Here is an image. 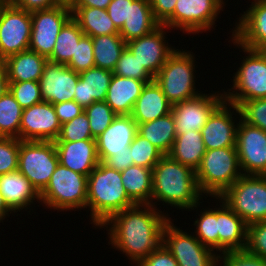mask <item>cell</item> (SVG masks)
<instances>
[{
	"label": "cell",
	"mask_w": 266,
	"mask_h": 266,
	"mask_svg": "<svg viewBox=\"0 0 266 266\" xmlns=\"http://www.w3.org/2000/svg\"><path fill=\"white\" fill-rule=\"evenodd\" d=\"M112 0H74L70 7H94L107 9Z\"/></svg>",
	"instance_id": "11a10c76"
},
{
	"label": "cell",
	"mask_w": 266,
	"mask_h": 266,
	"mask_svg": "<svg viewBox=\"0 0 266 266\" xmlns=\"http://www.w3.org/2000/svg\"><path fill=\"white\" fill-rule=\"evenodd\" d=\"M149 82L152 81L136 80L113 74L105 102L117 115H131L143 87Z\"/></svg>",
	"instance_id": "484cf974"
},
{
	"label": "cell",
	"mask_w": 266,
	"mask_h": 266,
	"mask_svg": "<svg viewBox=\"0 0 266 266\" xmlns=\"http://www.w3.org/2000/svg\"><path fill=\"white\" fill-rule=\"evenodd\" d=\"M72 18L86 36L119 34L106 9L94 7H70Z\"/></svg>",
	"instance_id": "4dcf8cb0"
},
{
	"label": "cell",
	"mask_w": 266,
	"mask_h": 266,
	"mask_svg": "<svg viewBox=\"0 0 266 266\" xmlns=\"http://www.w3.org/2000/svg\"><path fill=\"white\" fill-rule=\"evenodd\" d=\"M137 134V123L131 115H117L110 126L96 138L97 155L104 162L115 153L126 152Z\"/></svg>",
	"instance_id": "44dd1931"
},
{
	"label": "cell",
	"mask_w": 266,
	"mask_h": 266,
	"mask_svg": "<svg viewBox=\"0 0 266 266\" xmlns=\"http://www.w3.org/2000/svg\"><path fill=\"white\" fill-rule=\"evenodd\" d=\"M48 59L31 50L9 56L3 62L8 82H39Z\"/></svg>",
	"instance_id": "83f0119b"
},
{
	"label": "cell",
	"mask_w": 266,
	"mask_h": 266,
	"mask_svg": "<svg viewBox=\"0 0 266 266\" xmlns=\"http://www.w3.org/2000/svg\"><path fill=\"white\" fill-rule=\"evenodd\" d=\"M61 132V123L52 103L42 101L23 109L19 140L56 141Z\"/></svg>",
	"instance_id": "2e32d148"
},
{
	"label": "cell",
	"mask_w": 266,
	"mask_h": 266,
	"mask_svg": "<svg viewBox=\"0 0 266 266\" xmlns=\"http://www.w3.org/2000/svg\"><path fill=\"white\" fill-rule=\"evenodd\" d=\"M234 114L237 116L239 115V117L241 116L239 107L226 101L211 114L208 121L201 129L206 150L236 147L237 127L239 122L237 123L235 121V116L232 117Z\"/></svg>",
	"instance_id": "e0dca14e"
},
{
	"label": "cell",
	"mask_w": 266,
	"mask_h": 266,
	"mask_svg": "<svg viewBox=\"0 0 266 266\" xmlns=\"http://www.w3.org/2000/svg\"><path fill=\"white\" fill-rule=\"evenodd\" d=\"M113 74L142 81H153L155 78L127 48L117 61Z\"/></svg>",
	"instance_id": "ab89813d"
},
{
	"label": "cell",
	"mask_w": 266,
	"mask_h": 266,
	"mask_svg": "<svg viewBox=\"0 0 266 266\" xmlns=\"http://www.w3.org/2000/svg\"><path fill=\"white\" fill-rule=\"evenodd\" d=\"M120 173L128 197L135 204L151 205L152 169L131 165Z\"/></svg>",
	"instance_id": "d6a6232c"
},
{
	"label": "cell",
	"mask_w": 266,
	"mask_h": 266,
	"mask_svg": "<svg viewBox=\"0 0 266 266\" xmlns=\"http://www.w3.org/2000/svg\"><path fill=\"white\" fill-rule=\"evenodd\" d=\"M19 139L0 137V176L18 170Z\"/></svg>",
	"instance_id": "f6af8a7d"
},
{
	"label": "cell",
	"mask_w": 266,
	"mask_h": 266,
	"mask_svg": "<svg viewBox=\"0 0 266 266\" xmlns=\"http://www.w3.org/2000/svg\"><path fill=\"white\" fill-rule=\"evenodd\" d=\"M218 265L219 266L222 265L223 266H266V259L250 254L246 250L228 251L218 254L217 266Z\"/></svg>",
	"instance_id": "7dc6e473"
},
{
	"label": "cell",
	"mask_w": 266,
	"mask_h": 266,
	"mask_svg": "<svg viewBox=\"0 0 266 266\" xmlns=\"http://www.w3.org/2000/svg\"><path fill=\"white\" fill-rule=\"evenodd\" d=\"M206 149L201 131L190 130L177 134L173 147L168 154L173 160L196 171L202 161Z\"/></svg>",
	"instance_id": "f546056e"
},
{
	"label": "cell",
	"mask_w": 266,
	"mask_h": 266,
	"mask_svg": "<svg viewBox=\"0 0 266 266\" xmlns=\"http://www.w3.org/2000/svg\"><path fill=\"white\" fill-rule=\"evenodd\" d=\"M8 89H9V83H8L6 69L3 62L0 61V97L3 96Z\"/></svg>",
	"instance_id": "9f6ffc18"
},
{
	"label": "cell",
	"mask_w": 266,
	"mask_h": 266,
	"mask_svg": "<svg viewBox=\"0 0 266 266\" xmlns=\"http://www.w3.org/2000/svg\"><path fill=\"white\" fill-rule=\"evenodd\" d=\"M224 1L177 0L174 13L162 25L194 35L209 31L216 24L220 11H223Z\"/></svg>",
	"instance_id": "30bf717a"
},
{
	"label": "cell",
	"mask_w": 266,
	"mask_h": 266,
	"mask_svg": "<svg viewBox=\"0 0 266 266\" xmlns=\"http://www.w3.org/2000/svg\"><path fill=\"white\" fill-rule=\"evenodd\" d=\"M238 120L236 148L243 175H266V132L241 116Z\"/></svg>",
	"instance_id": "5bb4252c"
},
{
	"label": "cell",
	"mask_w": 266,
	"mask_h": 266,
	"mask_svg": "<svg viewBox=\"0 0 266 266\" xmlns=\"http://www.w3.org/2000/svg\"><path fill=\"white\" fill-rule=\"evenodd\" d=\"M60 4L71 5L74 0H57Z\"/></svg>",
	"instance_id": "680465c9"
},
{
	"label": "cell",
	"mask_w": 266,
	"mask_h": 266,
	"mask_svg": "<svg viewBox=\"0 0 266 266\" xmlns=\"http://www.w3.org/2000/svg\"><path fill=\"white\" fill-rule=\"evenodd\" d=\"M171 107L161 87L153 80L143 87L131 117L137 124H142L169 114Z\"/></svg>",
	"instance_id": "4316f807"
},
{
	"label": "cell",
	"mask_w": 266,
	"mask_h": 266,
	"mask_svg": "<svg viewBox=\"0 0 266 266\" xmlns=\"http://www.w3.org/2000/svg\"><path fill=\"white\" fill-rule=\"evenodd\" d=\"M31 12L0 0V61L29 50Z\"/></svg>",
	"instance_id": "8fae6325"
},
{
	"label": "cell",
	"mask_w": 266,
	"mask_h": 266,
	"mask_svg": "<svg viewBox=\"0 0 266 266\" xmlns=\"http://www.w3.org/2000/svg\"><path fill=\"white\" fill-rule=\"evenodd\" d=\"M168 216L157 206L135 204L113 214L99 229L105 227L109 245L112 244L137 266L162 244L164 226L171 218Z\"/></svg>",
	"instance_id": "6da1fadb"
},
{
	"label": "cell",
	"mask_w": 266,
	"mask_h": 266,
	"mask_svg": "<svg viewBox=\"0 0 266 266\" xmlns=\"http://www.w3.org/2000/svg\"><path fill=\"white\" fill-rule=\"evenodd\" d=\"M23 108L9 91L0 97V137L19 139Z\"/></svg>",
	"instance_id": "d590c367"
},
{
	"label": "cell",
	"mask_w": 266,
	"mask_h": 266,
	"mask_svg": "<svg viewBox=\"0 0 266 266\" xmlns=\"http://www.w3.org/2000/svg\"><path fill=\"white\" fill-rule=\"evenodd\" d=\"M113 71L92 67L79 73L73 100L84 109L95 101H105Z\"/></svg>",
	"instance_id": "cb8c5ba5"
},
{
	"label": "cell",
	"mask_w": 266,
	"mask_h": 266,
	"mask_svg": "<svg viewBox=\"0 0 266 266\" xmlns=\"http://www.w3.org/2000/svg\"><path fill=\"white\" fill-rule=\"evenodd\" d=\"M80 140H96L91 134L89 119L85 112L62 124L60 135L56 141L74 142Z\"/></svg>",
	"instance_id": "60d3db41"
},
{
	"label": "cell",
	"mask_w": 266,
	"mask_h": 266,
	"mask_svg": "<svg viewBox=\"0 0 266 266\" xmlns=\"http://www.w3.org/2000/svg\"><path fill=\"white\" fill-rule=\"evenodd\" d=\"M134 0H112L107 7V13L114 25L120 30L125 22L129 19L130 4Z\"/></svg>",
	"instance_id": "c3c4849f"
},
{
	"label": "cell",
	"mask_w": 266,
	"mask_h": 266,
	"mask_svg": "<svg viewBox=\"0 0 266 266\" xmlns=\"http://www.w3.org/2000/svg\"><path fill=\"white\" fill-rule=\"evenodd\" d=\"M239 110L244 122L266 132V98L244 101Z\"/></svg>",
	"instance_id": "ee69618b"
},
{
	"label": "cell",
	"mask_w": 266,
	"mask_h": 266,
	"mask_svg": "<svg viewBox=\"0 0 266 266\" xmlns=\"http://www.w3.org/2000/svg\"><path fill=\"white\" fill-rule=\"evenodd\" d=\"M154 18L162 25L173 13L177 0H149Z\"/></svg>",
	"instance_id": "816d5d0a"
},
{
	"label": "cell",
	"mask_w": 266,
	"mask_h": 266,
	"mask_svg": "<svg viewBox=\"0 0 266 266\" xmlns=\"http://www.w3.org/2000/svg\"><path fill=\"white\" fill-rule=\"evenodd\" d=\"M231 41L247 56L233 76L232 90L223 92L225 101L239 107L244 101L266 98V51L247 48L233 37Z\"/></svg>",
	"instance_id": "5b68a950"
},
{
	"label": "cell",
	"mask_w": 266,
	"mask_h": 266,
	"mask_svg": "<svg viewBox=\"0 0 266 266\" xmlns=\"http://www.w3.org/2000/svg\"><path fill=\"white\" fill-rule=\"evenodd\" d=\"M8 83L9 91L23 109L43 101L39 82L24 81Z\"/></svg>",
	"instance_id": "b9f144b4"
},
{
	"label": "cell",
	"mask_w": 266,
	"mask_h": 266,
	"mask_svg": "<svg viewBox=\"0 0 266 266\" xmlns=\"http://www.w3.org/2000/svg\"><path fill=\"white\" fill-rule=\"evenodd\" d=\"M79 73L62 65L47 61L40 78V90L43 101L58 104L72 101Z\"/></svg>",
	"instance_id": "d6986e66"
},
{
	"label": "cell",
	"mask_w": 266,
	"mask_h": 266,
	"mask_svg": "<svg viewBox=\"0 0 266 266\" xmlns=\"http://www.w3.org/2000/svg\"><path fill=\"white\" fill-rule=\"evenodd\" d=\"M207 209L201 211L200 217L194 221L193 225L196 226V230L193 233L203 245L218 252L217 207Z\"/></svg>",
	"instance_id": "8d00e7d4"
},
{
	"label": "cell",
	"mask_w": 266,
	"mask_h": 266,
	"mask_svg": "<svg viewBox=\"0 0 266 266\" xmlns=\"http://www.w3.org/2000/svg\"><path fill=\"white\" fill-rule=\"evenodd\" d=\"M9 4L28 12L53 8L60 3L57 0H6Z\"/></svg>",
	"instance_id": "f5cc1de1"
},
{
	"label": "cell",
	"mask_w": 266,
	"mask_h": 266,
	"mask_svg": "<svg viewBox=\"0 0 266 266\" xmlns=\"http://www.w3.org/2000/svg\"><path fill=\"white\" fill-rule=\"evenodd\" d=\"M188 233L177 228L171 218L163 229L162 244L176 259L178 266H217V252Z\"/></svg>",
	"instance_id": "7c38bea8"
},
{
	"label": "cell",
	"mask_w": 266,
	"mask_h": 266,
	"mask_svg": "<svg viewBox=\"0 0 266 266\" xmlns=\"http://www.w3.org/2000/svg\"><path fill=\"white\" fill-rule=\"evenodd\" d=\"M134 205L122 184L121 173L99 162L88 176L86 208L91 211V223L100 228L113 214Z\"/></svg>",
	"instance_id": "3957f363"
},
{
	"label": "cell",
	"mask_w": 266,
	"mask_h": 266,
	"mask_svg": "<svg viewBox=\"0 0 266 266\" xmlns=\"http://www.w3.org/2000/svg\"><path fill=\"white\" fill-rule=\"evenodd\" d=\"M137 266H178L176 259L161 244L156 250L146 256Z\"/></svg>",
	"instance_id": "681fc988"
},
{
	"label": "cell",
	"mask_w": 266,
	"mask_h": 266,
	"mask_svg": "<svg viewBox=\"0 0 266 266\" xmlns=\"http://www.w3.org/2000/svg\"><path fill=\"white\" fill-rule=\"evenodd\" d=\"M165 29L168 30L166 26L160 25L152 33L126 43V48L154 77L176 50L166 42Z\"/></svg>",
	"instance_id": "ac0fdd59"
},
{
	"label": "cell",
	"mask_w": 266,
	"mask_h": 266,
	"mask_svg": "<svg viewBox=\"0 0 266 266\" xmlns=\"http://www.w3.org/2000/svg\"><path fill=\"white\" fill-rule=\"evenodd\" d=\"M67 66L77 73L95 67L92 37L84 35L79 40L75 55H72Z\"/></svg>",
	"instance_id": "7bdbcfd3"
},
{
	"label": "cell",
	"mask_w": 266,
	"mask_h": 266,
	"mask_svg": "<svg viewBox=\"0 0 266 266\" xmlns=\"http://www.w3.org/2000/svg\"><path fill=\"white\" fill-rule=\"evenodd\" d=\"M199 191L207 197H220L243 175L236 147L206 150L195 171Z\"/></svg>",
	"instance_id": "277c9868"
},
{
	"label": "cell",
	"mask_w": 266,
	"mask_h": 266,
	"mask_svg": "<svg viewBox=\"0 0 266 266\" xmlns=\"http://www.w3.org/2000/svg\"><path fill=\"white\" fill-rule=\"evenodd\" d=\"M245 250L250 254L266 259V221L248 225Z\"/></svg>",
	"instance_id": "bcb514c9"
},
{
	"label": "cell",
	"mask_w": 266,
	"mask_h": 266,
	"mask_svg": "<svg viewBox=\"0 0 266 266\" xmlns=\"http://www.w3.org/2000/svg\"><path fill=\"white\" fill-rule=\"evenodd\" d=\"M55 113L59 119V122L65 124L75 117H78L84 108L81 107L76 101H65L58 104H53Z\"/></svg>",
	"instance_id": "f907efd6"
},
{
	"label": "cell",
	"mask_w": 266,
	"mask_h": 266,
	"mask_svg": "<svg viewBox=\"0 0 266 266\" xmlns=\"http://www.w3.org/2000/svg\"><path fill=\"white\" fill-rule=\"evenodd\" d=\"M85 34L78 23L71 17L61 28L48 61L67 65L75 55L76 45Z\"/></svg>",
	"instance_id": "e575fe53"
},
{
	"label": "cell",
	"mask_w": 266,
	"mask_h": 266,
	"mask_svg": "<svg viewBox=\"0 0 266 266\" xmlns=\"http://www.w3.org/2000/svg\"><path fill=\"white\" fill-rule=\"evenodd\" d=\"M200 94L199 96L172 105L176 133L190 130L201 131L211 114L225 101L224 93Z\"/></svg>",
	"instance_id": "9a60e30c"
},
{
	"label": "cell",
	"mask_w": 266,
	"mask_h": 266,
	"mask_svg": "<svg viewBox=\"0 0 266 266\" xmlns=\"http://www.w3.org/2000/svg\"><path fill=\"white\" fill-rule=\"evenodd\" d=\"M9 212L11 214L13 211L6 204V202L3 198V195L0 191V223H1V221L3 222V220L6 218V216H9Z\"/></svg>",
	"instance_id": "6f0895ef"
},
{
	"label": "cell",
	"mask_w": 266,
	"mask_h": 266,
	"mask_svg": "<svg viewBox=\"0 0 266 266\" xmlns=\"http://www.w3.org/2000/svg\"><path fill=\"white\" fill-rule=\"evenodd\" d=\"M137 133L151 142L164 155H168L177 136L174 117L170 112L153 121L137 124Z\"/></svg>",
	"instance_id": "1f68e13d"
},
{
	"label": "cell",
	"mask_w": 266,
	"mask_h": 266,
	"mask_svg": "<svg viewBox=\"0 0 266 266\" xmlns=\"http://www.w3.org/2000/svg\"><path fill=\"white\" fill-rule=\"evenodd\" d=\"M201 195L195 171L190 167L173 160L169 155H164L153 167L151 205L154 207L157 201H161L163 205L166 203L179 209L195 210L202 203Z\"/></svg>",
	"instance_id": "7a4b0ae2"
},
{
	"label": "cell",
	"mask_w": 266,
	"mask_h": 266,
	"mask_svg": "<svg viewBox=\"0 0 266 266\" xmlns=\"http://www.w3.org/2000/svg\"><path fill=\"white\" fill-rule=\"evenodd\" d=\"M103 163L119 172H122L127 167L134 165L130 152V146L126 148V152L115 153L113 156L108 157Z\"/></svg>",
	"instance_id": "db71d44e"
},
{
	"label": "cell",
	"mask_w": 266,
	"mask_h": 266,
	"mask_svg": "<svg viewBox=\"0 0 266 266\" xmlns=\"http://www.w3.org/2000/svg\"><path fill=\"white\" fill-rule=\"evenodd\" d=\"M88 176L57 165L46 188L40 193V202L57 211L86 208Z\"/></svg>",
	"instance_id": "ba28073f"
},
{
	"label": "cell",
	"mask_w": 266,
	"mask_h": 266,
	"mask_svg": "<svg viewBox=\"0 0 266 266\" xmlns=\"http://www.w3.org/2000/svg\"><path fill=\"white\" fill-rule=\"evenodd\" d=\"M59 163L79 174L89 176L99 164L96 140L54 141Z\"/></svg>",
	"instance_id": "7402d4cb"
},
{
	"label": "cell",
	"mask_w": 266,
	"mask_h": 266,
	"mask_svg": "<svg viewBox=\"0 0 266 266\" xmlns=\"http://www.w3.org/2000/svg\"><path fill=\"white\" fill-rule=\"evenodd\" d=\"M220 207H217L218 221V251L245 250L247 243V227L244 220L232 211L219 197Z\"/></svg>",
	"instance_id": "603a6c76"
},
{
	"label": "cell",
	"mask_w": 266,
	"mask_h": 266,
	"mask_svg": "<svg viewBox=\"0 0 266 266\" xmlns=\"http://www.w3.org/2000/svg\"><path fill=\"white\" fill-rule=\"evenodd\" d=\"M0 191L13 213L32 207L34 200L40 203V194L18 170L0 176Z\"/></svg>",
	"instance_id": "d4e9b609"
},
{
	"label": "cell",
	"mask_w": 266,
	"mask_h": 266,
	"mask_svg": "<svg viewBox=\"0 0 266 266\" xmlns=\"http://www.w3.org/2000/svg\"><path fill=\"white\" fill-rule=\"evenodd\" d=\"M89 119L91 134L96 139L112 123L117 114L105 101H95L84 109Z\"/></svg>",
	"instance_id": "f35d334b"
},
{
	"label": "cell",
	"mask_w": 266,
	"mask_h": 266,
	"mask_svg": "<svg viewBox=\"0 0 266 266\" xmlns=\"http://www.w3.org/2000/svg\"><path fill=\"white\" fill-rule=\"evenodd\" d=\"M58 164L54 141L19 140L18 171L39 194L48 185Z\"/></svg>",
	"instance_id": "9c48e42d"
},
{
	"label": "cell",
	"mask_w": 266,
	"mask_h": 266,
	"mask_svg": "<svg viewBox=\"0 0 266 266\" xmlns=\"http://www.w3.org/2000/svg\"><path fill=\"white\" fill-rule=\"evenodd\" d=\"M219 198L247 225L266 221V175H242Z\"/></svg>",
	"instance_id": "52a82bcc"
},
{
	"label": "cell",
	"mask_w": 266,
	"mask_h": 266,
	"mask_svg": "<svg viewBox=\"0 0 266 266\" xmlns=\"http://www.w3.org/2000/svg\"><path fill=\"white\" fill-rule=\"evenodd\" d=\"M251 3L235 23L232 37L247 48L266 51V0Z\"/></svg>",
	"instance_id": "ffe728a7"
},
{
	"label": "cell",
	"mask_w": 266,
	"mask_h": 266,
	"mask_svg": "<svg viewBox=\"0 0 266 266\" xmlns=\"http://www.w3.org/2000/svg\"><path fill=\"white\" fill-rule=\"evenodd\" d=\"M181 50L176 49L170 55L154 78L171 105L202 94L195 88L194 54L188 50Z\"/></svg>",
	"instance_id": "8992f818"
},
{
	"label": "cell",
	"mask_w": 266,
	"mask_h": 266,
	"mask_svg": "<svg viewBox=\"0 0 266 266\" xmlns=\"http://www.w3.org/2000/svg\"><path fill=\"white\" fill-rule=\"evenodd\" d=\"M130 152L134 165L144 166L149 169H153L164 156L157 147L138 133L130 144Z\"/></svg>",
	"instance_id": "74e56055"
},
{
	"label": "cell",
	"mask_w": 266,
	"mask_h": 266,
	"mask_svg": "<svg viewBox=\"0 0 266 266\" xmlns=\"http://www.w3.org/2000/svg\"><path fill=\"white\" fill-rule=\"evenodd\" d=\"M72 17L69 5L31 12V37L29 50L46 57L51 56L56 38L64 24Z\"/></svg>",
	"instance_id": "4fadbf2b"
},
{
	"label": "cell",
	"mask_w": 266,
	"mask_h": 266,
	"mask_svg": "<svg viewBox=\"0 0 266 266\" xmlns=\"http://www.w3.org/2000/svg\"><path fill=\"white\" fill-rule=\"evenodd\" d=\"M160 25L154 18L149 0H134L130 4L129 19L125 20L119 34L127 43L152 33Z\"/></svg>",
	"instance_id": "f1b7e54d"
},
{
	"label": "cell",
	"mask_w": 266,
	"mask_h": 266,
	"mask_svg": "<svg viewBox=\"0 0 266 266\" xmlns=\"http://www.w3.org/2000/svg\"><path fill=\"white\" fill-rule=\"evenodd\" d=\"M92 43L95 67L113 71L126 48L122 36L120 34L95 36L92 37Z\"/></svg>",
	"instance_id": "836d02e7"
}]
</instances>
